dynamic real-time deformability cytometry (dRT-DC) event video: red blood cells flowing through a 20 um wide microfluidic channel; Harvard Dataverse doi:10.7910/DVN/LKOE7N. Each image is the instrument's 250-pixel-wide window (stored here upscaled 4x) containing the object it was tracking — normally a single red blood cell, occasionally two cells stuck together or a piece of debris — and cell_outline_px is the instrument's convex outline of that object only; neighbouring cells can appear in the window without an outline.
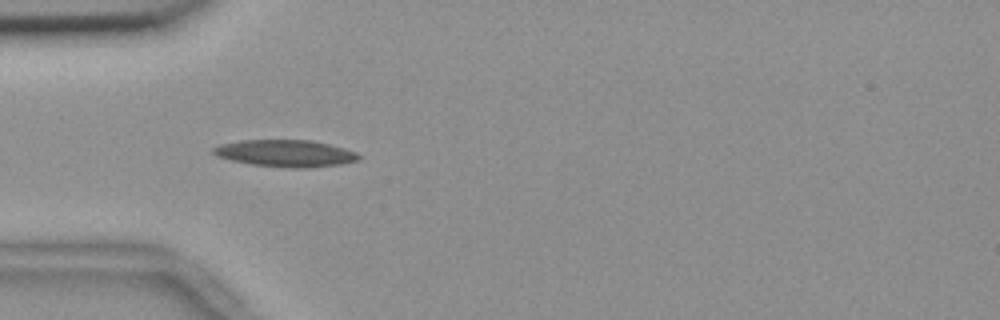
{"species": "common noctule bat (a hibernating species)", "species_latin": "Nyctalus noctula", "temperature_condition": "room temperature", "stored_images_in_passage": 35, "camera_frame_rate_fps": 3000, "um_per_image_px": 0.085, "animal": {"sex": "female", "body_mass_g": 18.4}, "frame": {"image": 1, "passage_image": 1, "time_ms": 0.0, "image_size_px": [1000, 320], "cell_outline_px": [[360, 156], [356, 160], [340, 164], [304, 168], [296, 168], [252, 164], [232, 160], [216, 156], [212, 152], [212, 148], [220, 144], [240, 140], [312, 140], [344, 148], [356, 152]], "centroid_in_image_um": [24.23, 13.02], "position_along_channel_um": 60.8, "area_um2": 22.54}}
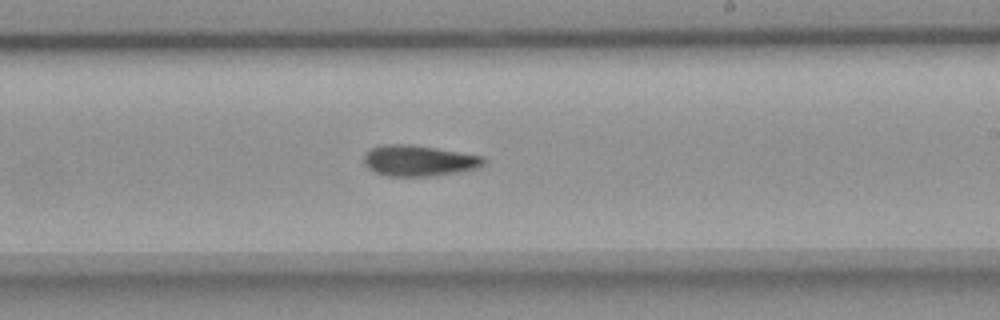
{"frame": {"image": 2, "passage_image": 17, "time_ms": 5.333, "image_size_px": [1000, 320], "cell_outline_px": [[484, 164], [476, 168], [456, 172], [432, 176], [388, 176], [376, 172], [368, 168], [364, 164], [364, 156], [372, 148], [384, 144], [408, 144], [436, 148], [484, 156]], "centroid_in_image_um": [35.59, 13.65], "position_along_channel_um": 253.4, "area_um2": 21.33}}
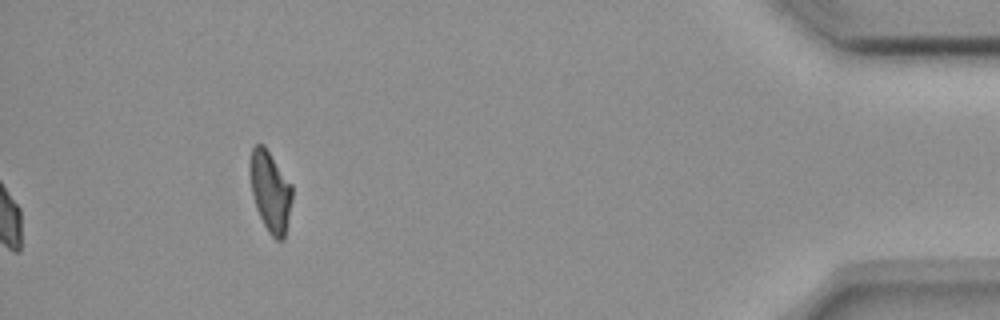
{"frame": {"image": 3, "passage_image": 35, "time_ms": 11.333, "image_size_px": [1000, 320], "cell_outline_px": [[292, 200], [284, 240], [276, 240], [268, 232], [256, 208], [252, 192], [248, 172], [248, 164], [252, 148], [256, 144], [264, 144], [292, 184]], "centroid_in_image_um": [22.96, 16.23], "position_along_channel_um": 412.2, "area_um2": 20.11}}